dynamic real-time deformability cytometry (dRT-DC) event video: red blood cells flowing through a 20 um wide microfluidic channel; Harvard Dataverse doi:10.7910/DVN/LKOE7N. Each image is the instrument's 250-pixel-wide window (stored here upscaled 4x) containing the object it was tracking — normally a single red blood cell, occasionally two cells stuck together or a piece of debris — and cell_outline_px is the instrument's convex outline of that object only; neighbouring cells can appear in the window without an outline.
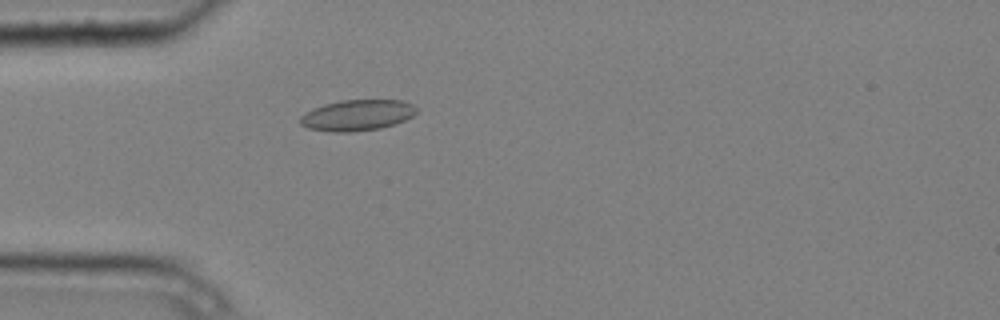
{"species": "common noctule bat (a hibernating species)", "species_latin": "Nyctalus noctula", "temperature_condition": "cold", "stored_images_in_passage": 5, "camera_frame_rate_fps": 3000, "um_per_image_px": 0.085, "animal": {"sex": "male", "body_mass_g": 20.4}, "frame": {"image": 1, "passage_image": 5, "time_ms": 1.333, "image_size_px": [1000, 320], "cell_outline_px": [[416, 112], [412, 116], [404, 120], [380, 128], [352, 132], [328, 132], [308, 128], [300, 124], [300, 116], [312, 108], [324, 104], [340, 100], [404, 100], [412, 104], [416, 108]], "centroid_in_image_um": [30.32, 9.79], "position_along_channel_um": 54.7, "area_um2": 20.98}}